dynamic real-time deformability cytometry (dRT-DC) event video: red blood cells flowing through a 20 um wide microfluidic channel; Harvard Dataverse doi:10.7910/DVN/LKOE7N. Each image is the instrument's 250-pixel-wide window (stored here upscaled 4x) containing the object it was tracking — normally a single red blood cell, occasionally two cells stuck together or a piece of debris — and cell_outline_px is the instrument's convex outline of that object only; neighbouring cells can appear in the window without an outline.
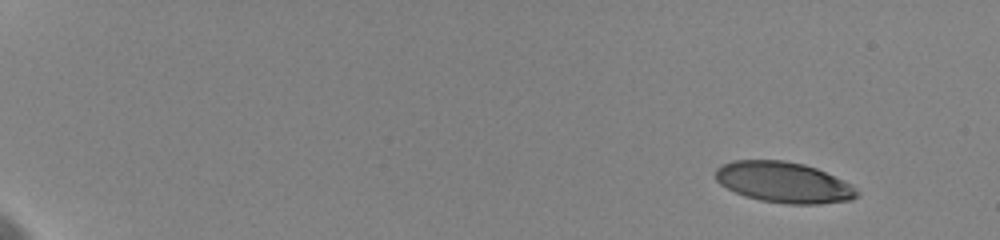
{"species": "human", "species_latin": "Homo sapiens", "temperature_condition": "cold", "stored_images_in_passage": 10, "camera_frame_rate_fps": 3000, "um_per_image_px": 0.085, "donor": {"sex": "female"}, "frame": {"image": 1, "passage_image": 1, "time_ms": 0.0, "image_size_px": [1000, 240], "cell_outline_px": [[860, 192], [852, 200], [820, 204], [788, 204], [760, 200], [744, 196], [720, 184], [716, 180], [716, 168], [720, 164], [732, 160], [784, 160], [804, 164], [816, 168], [852, 184]], "centroid_in_image_um": [66.62, 15.49], "position_along_channel_um": 18.4, "area_um2": 33.76}}